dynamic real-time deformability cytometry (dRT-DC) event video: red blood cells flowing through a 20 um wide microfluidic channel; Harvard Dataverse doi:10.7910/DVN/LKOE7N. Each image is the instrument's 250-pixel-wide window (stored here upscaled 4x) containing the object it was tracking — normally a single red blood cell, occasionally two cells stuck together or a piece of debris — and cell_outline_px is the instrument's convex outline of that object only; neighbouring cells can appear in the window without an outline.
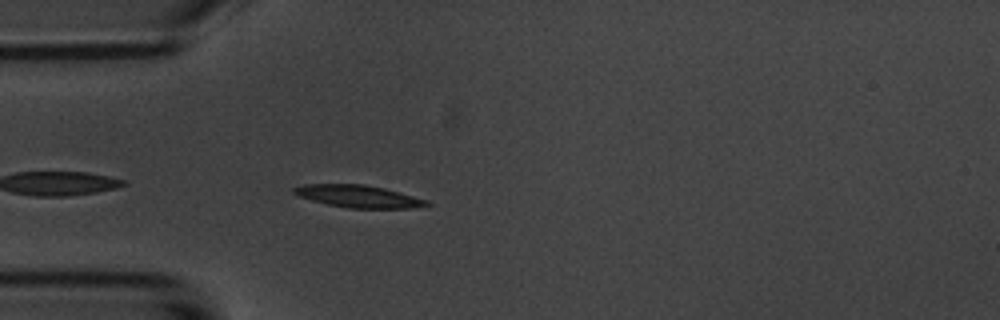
{"species": "common noctule bat (a hibernating species)", "species_latin": "Nyctalus noctula", "temperature_condition": "room temperature", "stored_images_in_passage": 3, "camera_frame_rate_fps": 3000, "um_per_image_px": 0.085, "animal": {"sex": "male", "body_mass_g": 20.1, "forearm_length_mm": 53.5}, "frame": {"image": 1, "passage_image": 3, "time_ms": 2.333, "image_size_px": [1000, 320], "cell_outline_px": [[432, 204], [412, 208], [348, 208], [328, 204], [312, 200], [300, 196], [292, 192], [292, 188], [304, 184], [364, 184], [384, 188], [428, 200]], "centroid_in_image_um": [30.47, 16.68], "position_along_channel_um": 54.5, "area_um2": 17.17}}